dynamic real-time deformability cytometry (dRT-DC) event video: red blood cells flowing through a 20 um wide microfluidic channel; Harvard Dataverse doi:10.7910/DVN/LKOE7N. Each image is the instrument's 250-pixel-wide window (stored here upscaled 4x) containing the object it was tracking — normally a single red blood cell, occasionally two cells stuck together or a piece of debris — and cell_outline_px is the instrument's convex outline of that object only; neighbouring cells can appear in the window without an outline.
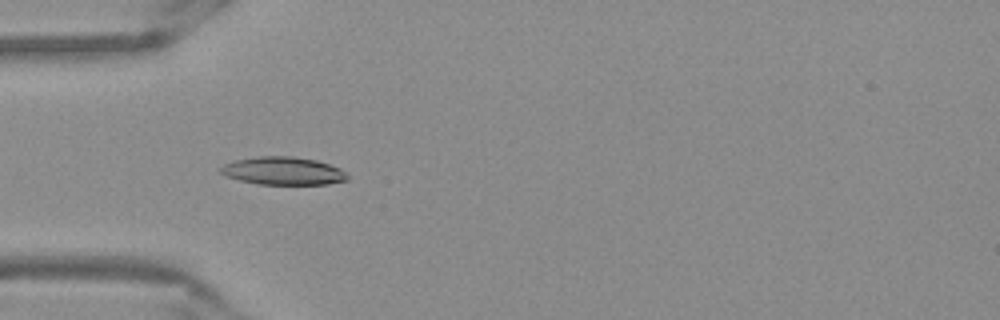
{"species": "Egyptian fruit bat (a non-hibernating species)", "species_latin": "Rousettus aegyptiacus", "temperature_condition": "warm", "stored_images_in_passage": 47, "camera_frame_rate_fps": 3000, "um_per_image_px": 0.085, "frame": {"image": 1, "passage_image": 11, "time_ms": 3.333, "image_size_px": [1000, 320], "cell_outline_px": [[348, 180], [328, 184], [256, 184], [224, 176], [220, 172], [220, 168], [224, 164], [236, 160], [256, 156], [292, 156], [316, 160], [340, 168], [348, 176]], "centroid_in_image_um": [24.05, 14.53], "position_along_channel_um": 61.0, "area_um2": 20.63}}
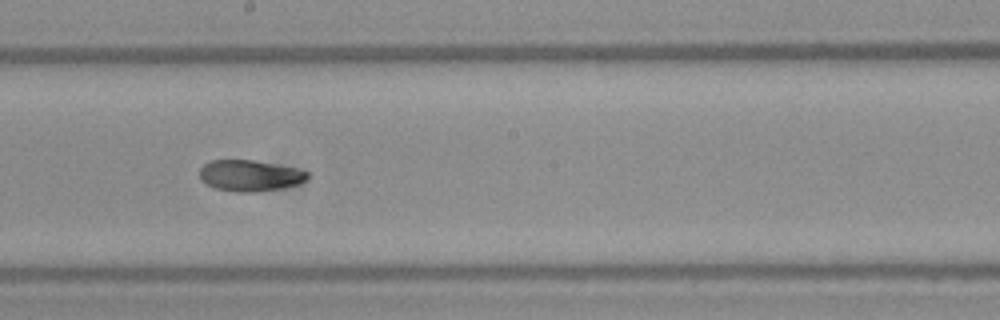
{"frame": {"image": 2, "passage_image": 24, "time_ms": 7.667, "image_size_px": [1000, 320], "cell_outline_px": [[308, 176], [300, 184], [284, 188], [252, 192], [236, 192], [216, 188], [200, 180], [200, 168], [204, 164], [212, 160], [256, 160], [292, 168], [308, 172]], "centroid_in_image_um": [21.22, 14.93], "position_along_channel_um": 227.0, "area_um2": 19.42}}
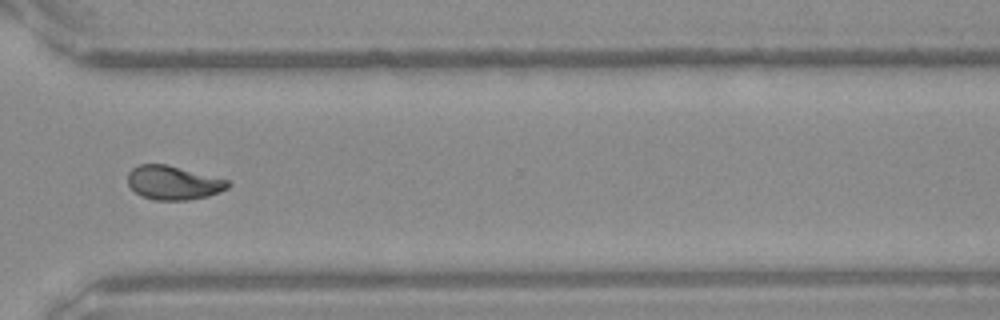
{"frame": {"image": 3, "passage_image": 34, "time_ms": 11.0, "image_size_px": [1000, 320], "cell_outline_px": [[232, 184], [228, 188], [220, 192], [208, 196], [188, 200], [156, 200], [140, 196], [128, 184], [128, 172], [132, 168], [140, 164], [164, 164], [232, 180]], "centroid_in_image_um": [14.78, 15.53], "position_along_channel_um": 355.8, "area_um2": 19.94}, "authors_computed_cell_mechanics": {"area_um2": 19.7676, "velocity_mm_per_s": 3.8662, "shape_relaxation_time_tau1_ms": 5.2655, "shape_relaxation_time_tau2_ms": 3.3637, "deformation_change_tau1": 0.1842, "deformation_change_tau2": 0.0821}}